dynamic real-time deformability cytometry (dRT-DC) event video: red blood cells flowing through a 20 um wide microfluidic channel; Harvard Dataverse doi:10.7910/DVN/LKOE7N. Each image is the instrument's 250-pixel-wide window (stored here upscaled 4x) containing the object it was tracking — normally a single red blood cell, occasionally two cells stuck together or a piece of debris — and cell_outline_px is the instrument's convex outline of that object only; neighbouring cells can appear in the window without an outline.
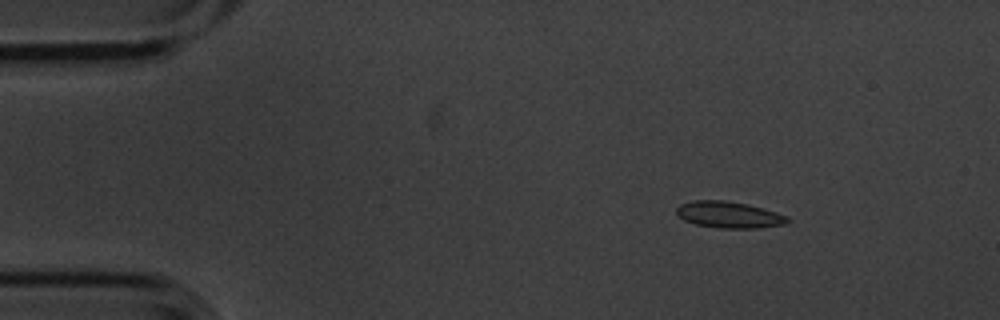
{"species": "common noctule bat (a hibernating species)", "species_latin": "Nyctalus noctula", "temperature_condition": "cold", "stored_images_in_passage": 4, "camera_frame_rate_fps": 3000, "um_per_image_px": 0.085, "animal": {"sex": "male", "body_mass_g": 20.1, "forearm_length_mm": 53.5}, "frame": {"image": 1, "passage_image": 2, "time_ms": 0.333, "image_size_px": [1000, 320], "cell_outline_px": [[792, 220], [784, 224], [756, 228], [720, 228], [696, 224], [684, 220], [676, 212], [676, 208], [680, 204], [692, 200], [724, 200], [748, 204], [776, 212], [788, 216]], "centroid_in_image_um": [61.97, 18.24], "position_along_channel_um": 23.0, "area_um2": 17.11}}